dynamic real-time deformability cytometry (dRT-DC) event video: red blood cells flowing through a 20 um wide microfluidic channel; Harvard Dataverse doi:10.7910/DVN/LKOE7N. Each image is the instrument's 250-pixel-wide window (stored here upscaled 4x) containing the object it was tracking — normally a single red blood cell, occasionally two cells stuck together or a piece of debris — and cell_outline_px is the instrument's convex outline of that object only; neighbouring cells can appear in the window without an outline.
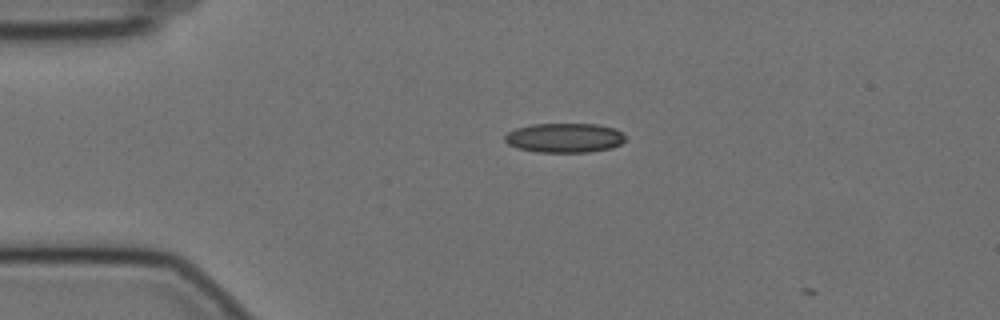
{"species": "Egyptian fruit bat (a non-hibernating species)", "species_latin": "Rousettus aegyptiacus", "temperature_condition": "cold", "stored_images_in_passage": 2, "camera_frame_rate_fps": 3000, "um_per_image_px": 0.085, "animal": {"sex": "female"}, "frame": {"image": 1, "passage_image": 1, "time_ms": 0.0, "image_size_px": [1000, 320], "cell_outline_px": [[624, 140], [620, 144], [612, 148], [588, 152], [536, 152], [520, 148], [508, 144], [504, 140], [504, 136], [508, 132], [516, 128], [532, 124], [596, 124], [616, 128], [624, 136]], "centroid_in_image_um": [47.98, 11.71], "position_along_channel_um": 37.0, "area_um2": 20.63}}